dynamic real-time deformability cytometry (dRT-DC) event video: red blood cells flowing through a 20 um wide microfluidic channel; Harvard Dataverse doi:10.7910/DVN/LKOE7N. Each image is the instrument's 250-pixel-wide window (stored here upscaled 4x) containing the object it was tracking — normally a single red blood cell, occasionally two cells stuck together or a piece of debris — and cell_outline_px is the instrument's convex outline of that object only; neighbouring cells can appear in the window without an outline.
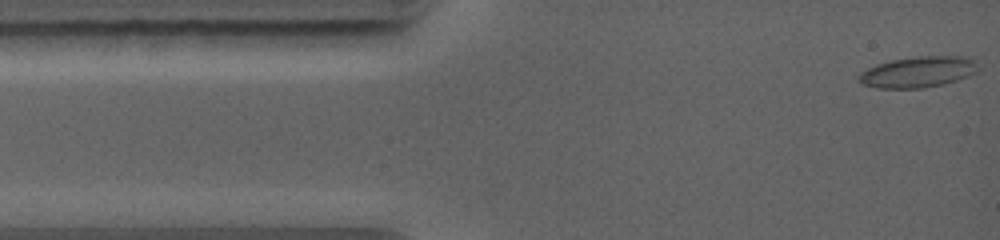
{"species": "common noctule bat (a hibernating species)", "species_latin": "Nyctalus noctula", "temperature_condition": "warm", "stored_images_in_passage": 4, "camera_frame_rate_fps": 5000, "um_per_image_px": 0.085, "animal": {"sex": "female", "body_mass_g": 19.0, "forearm_length_mm": 56.7}, "frame": {"image": 1, "passage_image": 1, "time_ms": 0.0, "image_size_px": [1000, 240], "cell_outline_px": [[980, 72], [944, 84], [920, 88], [876, 88], [860, 84], [856, 80], [856, 76], [860, 72], [876, 64], [888, 60], [916, 56], [964, 56], [976, 60], [980, 68]], "centroid_in_image_um": [78.02, 6.11], "position_along_channel_um": 7.0, "area_um2": 22.08}}
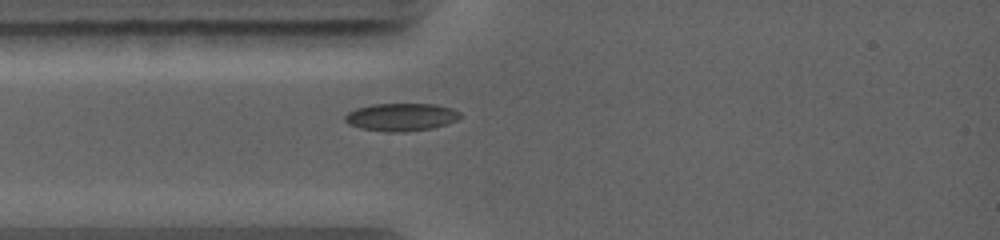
{"frame": {"image": 2, "passage_image": 4, "time_ms": 2.6, "image_size_px": [1000, 240], "cell_outline_px": [[460, 116], [456, 120], [432, 128], [404, 132], [384, 132], [360, 128], [348, 124], [344, 120], [344, 116], [348, 112], [356, 108], [372, 104], [436, 104], [452, 108], [460, 112]], "centroid_in_image_um": [34.06, 9.95], "position_along_channel_um": 50.9, "area_um2": 18.67}}